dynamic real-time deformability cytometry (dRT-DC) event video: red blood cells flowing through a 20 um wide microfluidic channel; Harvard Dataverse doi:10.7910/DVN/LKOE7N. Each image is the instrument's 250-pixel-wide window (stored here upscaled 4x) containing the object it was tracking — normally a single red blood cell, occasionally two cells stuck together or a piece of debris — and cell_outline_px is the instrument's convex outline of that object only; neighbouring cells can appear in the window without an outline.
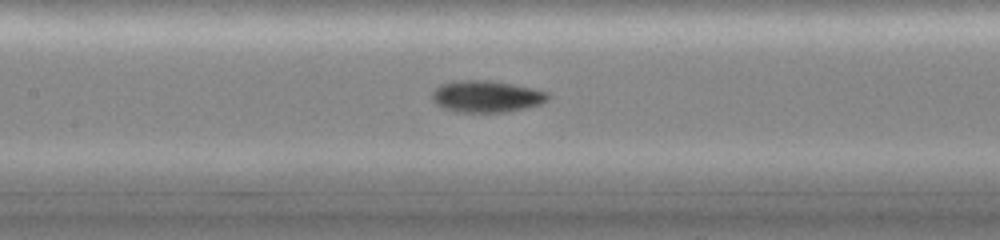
{"species": "common noctule bat (a hibernating species)", "species_latin": "Nyctalus noctula", "temperature_condition": "cold", "stored_images_in_passage": 36, "camera_frame_rate_fps": 3000, "um_per_image_px": 0.085, "animal": {"sex": "female", "body_mass_g": 19.0, "forearm_length_mm": 51.5}, "frame": {"image": 1, "passage_image": 21, "time_ms": 6.667, "image_size_px": [1000, 240], "cell_outline_px": [[548, 100], [540, 104], [524, 108], [504, 112], [460, 112], [444, 108], [436, 104], [432, 100], [432, 92], [440, 84], [456, 80], [488, 80], [512, 84], [532, 88], [548, 92]], "centroid_in_image_um": [41.32, 8.19], "position_along_channel_um": 166.1, "area_um2": 21.33}}